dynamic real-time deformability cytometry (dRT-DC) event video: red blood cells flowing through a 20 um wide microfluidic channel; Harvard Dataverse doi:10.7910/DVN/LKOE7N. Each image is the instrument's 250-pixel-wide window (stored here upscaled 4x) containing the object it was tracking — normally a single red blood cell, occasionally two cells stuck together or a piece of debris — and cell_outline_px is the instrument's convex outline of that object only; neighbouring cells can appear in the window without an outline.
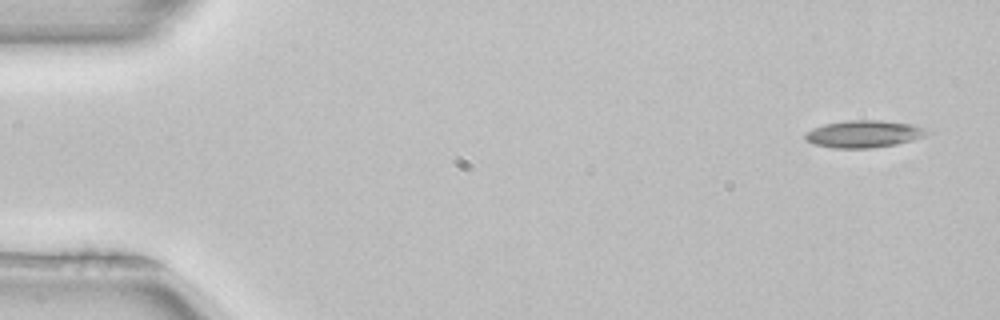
{"species": "common noctule bat (a hibernating species)", "species_latin": "Nyctalus noctula", "temperature_condition": "room temperature", "stored_images_in_passage": 50, "camera_frame_rate_fps": 3000, "um_per_image_px": 0.085, "animal": {"sex": "female", "body_mass_g": 22.7, "forearm_length_mm": 54.2}, "frame": {"image": 1, "passage_image": 1, "time_ms": 0.0, "image_size_px": [1000, 320], "cell_outline_px": [[932, 132], [924, 136], [912, 140], [896, 144], [872, 148], [832, 148], [812, 144], [804, 140], [804, 132], [812, 128], [824, 124], [848, 120], [880, 120], [912, 124], [924, 128]], "centroid_in_image_um": [73.38, 11.39], "position_along_channel_um": 11.6, "area_um2": 19.54}}
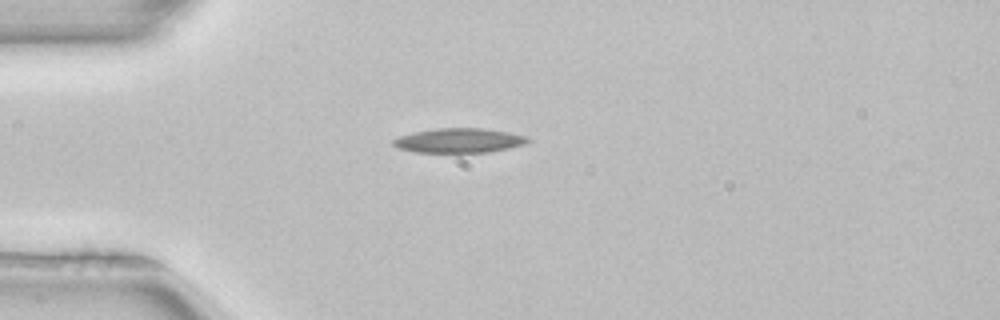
{"frame": {"image": 2, "passage_image": 12, "time_ms": 3.667, "image_size_px": [1000, 320], "cell_outline_px": [[532, 140], [524, 144], [508, 148], [488, 152], [416, 152], [400, 148], [392, 144], [392, 140], [400, 136], [416, 132], [436, 128], [484, 128], [508, 132], [524, 136]], "centroid_in_image_um": [39.03, 11.94], "position_along_channel_um": 46.0, "area_um2": 18.96}}
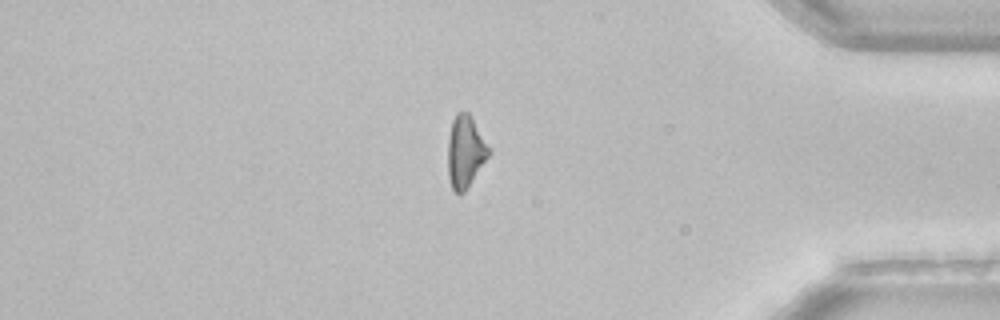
{"frame": {"image": 3, "passage_image": 42, "time_ms": 13.667, "image_size_px": [1000, 320], "cell_outline_px": [[492, 152], [468, 188], [464, 192], [456, 192], [452, 188], [448, 176], [448, 140], [452, 120], [456, 112], [468, 112], [472, 116]], "centroid_in_image_um": [39.57, 12.88], "position_along_channel_um": 395.6, "area_um2": 17.34}, "authors_computed_cell_mechanics": {"area_um2": 18.4093, "velocity_mm_per_s": 3.9927, "shape_relaxation_time_tau1_ms": 8.452, "shape_relaxation_time_tau2_ms": null, "deformation_change_tau1": 0.1797, "deformation_change_tau2": null}}